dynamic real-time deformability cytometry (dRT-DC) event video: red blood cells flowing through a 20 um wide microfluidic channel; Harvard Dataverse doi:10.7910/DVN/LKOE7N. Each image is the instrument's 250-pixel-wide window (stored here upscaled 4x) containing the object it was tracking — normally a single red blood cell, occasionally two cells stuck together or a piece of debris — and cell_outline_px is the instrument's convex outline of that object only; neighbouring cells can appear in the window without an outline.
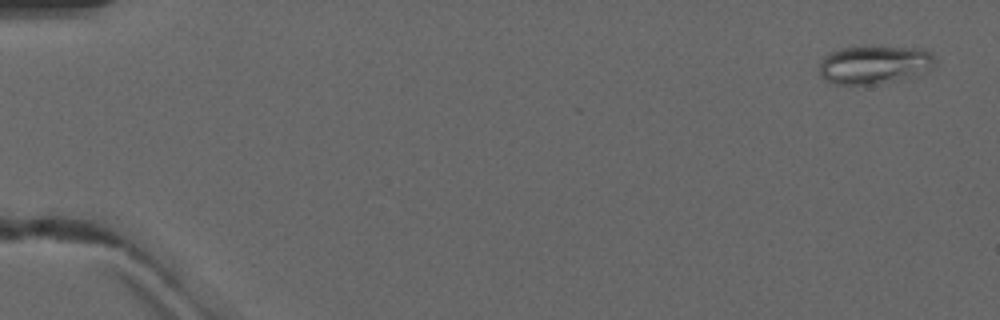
{"species": "common noctule bat (a hibernating species)", "species_latin": "Nyctalus noctula", "temperature_condition": "warm", "stored_images_in_passage": 6, "camera_frame_rate_fps": 3000, "um_per_image_px": 0.085, "animal": {"sex": "male", "forearm_length_mm": 52.5}, "frame": {"image": 1, "passage_image": 1, "time_ms": 0.0, "image_size_px": [1000, 320], "cell_outline_px": [[936, 64], [908, 76], [872, 84], [832, 84], [824, 80], [820, 76], [820, 64], [824, 56], [828, 52], [840, 48], [864, 44], [924, 48], [932, 52], [936, 60]], "centroid_in_image_um": [74.25, 5.42], "position_along_channel_um": 10.8, "area_um2": 26.18}}